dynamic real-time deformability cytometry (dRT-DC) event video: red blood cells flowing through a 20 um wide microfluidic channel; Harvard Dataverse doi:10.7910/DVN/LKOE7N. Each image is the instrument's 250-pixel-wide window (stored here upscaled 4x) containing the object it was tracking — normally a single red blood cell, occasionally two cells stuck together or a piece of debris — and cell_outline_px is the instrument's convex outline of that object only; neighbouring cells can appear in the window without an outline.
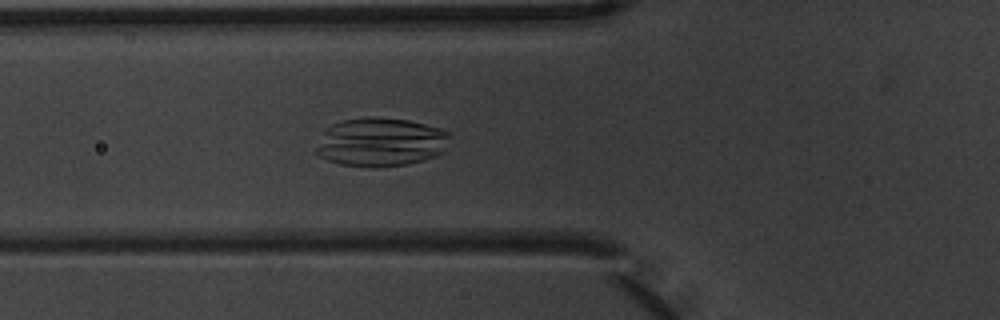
{"species": "common noctule bat (a hibernating species)", "species_latin": "Nyctalus noctula", "temperature_condition": "warm", "stored_images_in_passage": 5, "camera_frame_rate_fps": 3000, "um_per_image_px": 0.085, "animal": {"sex": "male", "body_mass_g": 20.1, "forearm_length_mm": 53.5}, "frame": {"image": 1, "passage_image": 5, "time_ms": 1.333, "image_size_px": [1000, 320], "cell_outline_px": [[452, 132], [440, 152], [436, 156], [424, 160], [408, 164], [340, 164], [328, 160], [320, 156], [316, 152], [316, 148], [324, 128], [332, 124], [344, 120], [372, 116], [408, 120], [444, 128]], "centroid_in_image_um": [32.37, 12.02], "position_along_channel_um": 93.4, "area_um2": 37.22}}